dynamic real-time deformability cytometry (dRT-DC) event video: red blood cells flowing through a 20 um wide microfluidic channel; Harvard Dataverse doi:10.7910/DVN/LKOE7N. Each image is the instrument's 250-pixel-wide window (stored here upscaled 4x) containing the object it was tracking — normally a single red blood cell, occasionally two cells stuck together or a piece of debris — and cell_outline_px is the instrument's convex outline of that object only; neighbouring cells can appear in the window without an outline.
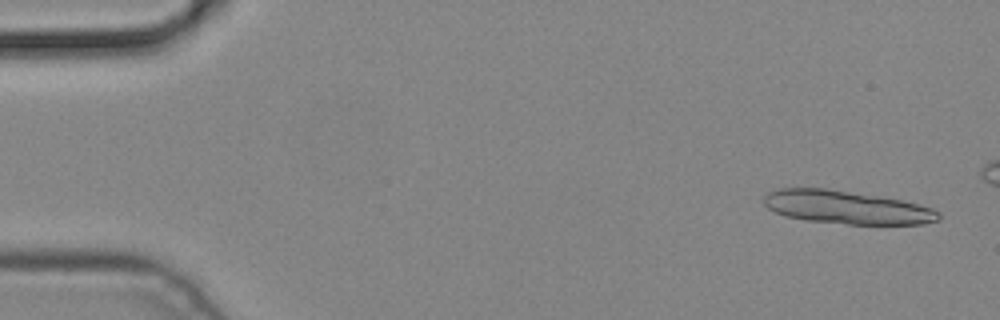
{"species": "common noctule bat (a hibernating species)", "species_latin": "Nyctalus noctula", "temperature_condition": "cold", "stored_images_in_passage": 5, "camera_frame_rate_fps": 3000, "um_per_image_px": 0.085, "animal": {"sex": "male", "body_mass_g": 19.2, "forearm_length_mm": 51.8}, "frame": {"image": 1, "passage_image": 1, "time_ms": 0.0, "image_size_px": [1000, 320], "cell_outline_px": [[940, 220], [924, 224], [848, 224], [804, 220], [784, 216], [768, 208], [764, 204], [764, 196], [768, 192], [776, 188], [824, 188], [880, 196], [920, 204], [932, 208], [940, 212]], "centroid_in_image_um": [71.96, 17.62], "position_along_channel_um": 13.0, "area_um2": 33.93}}